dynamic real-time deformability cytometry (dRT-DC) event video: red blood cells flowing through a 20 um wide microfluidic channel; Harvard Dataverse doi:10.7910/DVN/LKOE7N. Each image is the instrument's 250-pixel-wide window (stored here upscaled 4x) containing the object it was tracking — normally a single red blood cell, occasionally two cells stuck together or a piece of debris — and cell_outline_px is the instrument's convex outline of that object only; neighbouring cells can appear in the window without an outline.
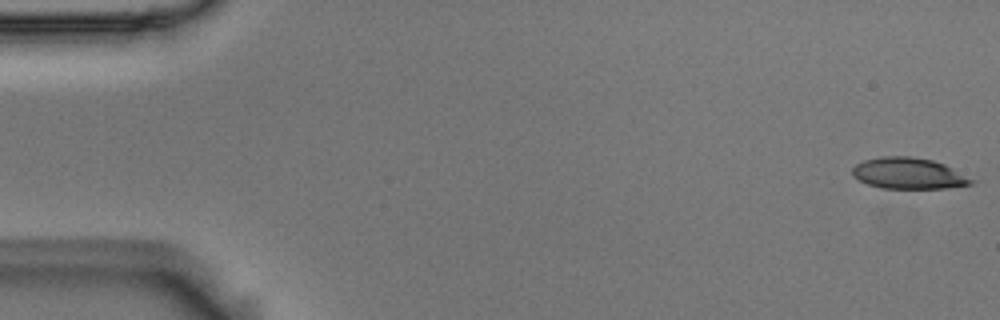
{"species": "Egyptian fruit bat (a non-hibernating species)", "species_latin": "Rousettus aegyptiacus", "temperature_condition": "room temperature", "stored_images_in_passage": 55, "camera_frame_rate_fps": 3000, "um_per_image_px": 0.085, "animal": {"sex": "male"}, "frame": {"image": 1, "passage_image": 1, "time_ms": 0.0, "image_size_px": [1000, 320], "cell_outline_px": [[976, 180], [972, 184], [944, 188], [880, 188], [868, 184], [852, 176], [852, 168], [856, 164], [864, 160], [880, 156], [908, 156], [932, 160], [944, 164]], "centroid_in_image_um": [77.21, 14.73], "position_along_channel_um": 7.8, "area_um2": 21.56}}
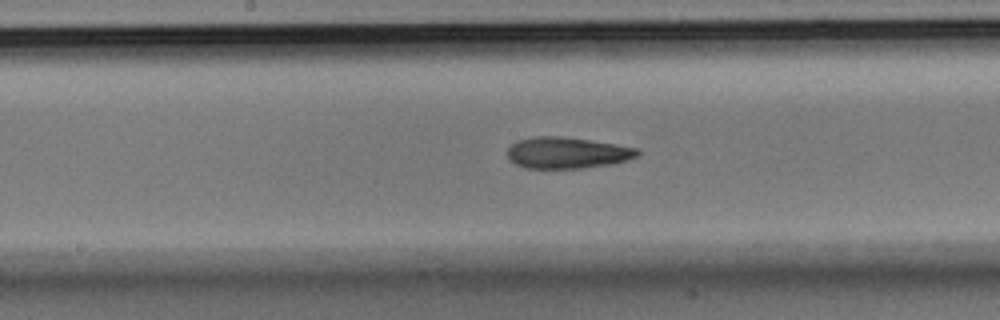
{"frame": {"image": 2, "passage_image": 28, "time_ms": 9.0, "image_size_px": [1000, 320], "cell_outline_px": [[640, 152], [636, 156], [628, 160], [612, 164], [584, 168], [524, 168], [516, 164], [508, 156], [508, 148], [512, 144], [520, 140], [532, 136], [560, 136], [616, 144], [640, 148]], "centroid_in_image_um": [48.24, 12.99], "position_along_channel_um": 200.0, "area_um2": 23.7}}
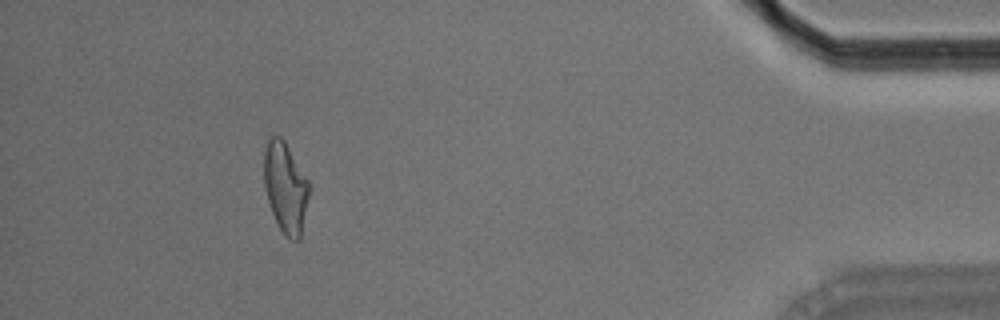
{"frame": {"image": 3, "passage_image": 50, "time_ms": 16.333, "image_size_px": [1000, 320], "cell_outline_px": [[308, 196], [300, 240], [292, 240], [280, 228], [272, 212], [268, 200], [264, 184], [264, 152], [268, 140], [272, 136], [280, 136], [284, 140], [308, 180]], "centroid_in_image_um": [24.25, 15.91], "position_along_channel_um": 410.9, "area_um2": 23.18}, "authors_computed_cell_mechanics": {"area_um2": 23.5824, "velocity_mm_per_s": 3.6722, "shape_relaxation_time_tau1_ms": 7.0737, "shape_relaxation_time_tau2_ms": 4.6494, "deformation_change_tau1": 0.2034, "deformation_change_tau2": 0.1433}}